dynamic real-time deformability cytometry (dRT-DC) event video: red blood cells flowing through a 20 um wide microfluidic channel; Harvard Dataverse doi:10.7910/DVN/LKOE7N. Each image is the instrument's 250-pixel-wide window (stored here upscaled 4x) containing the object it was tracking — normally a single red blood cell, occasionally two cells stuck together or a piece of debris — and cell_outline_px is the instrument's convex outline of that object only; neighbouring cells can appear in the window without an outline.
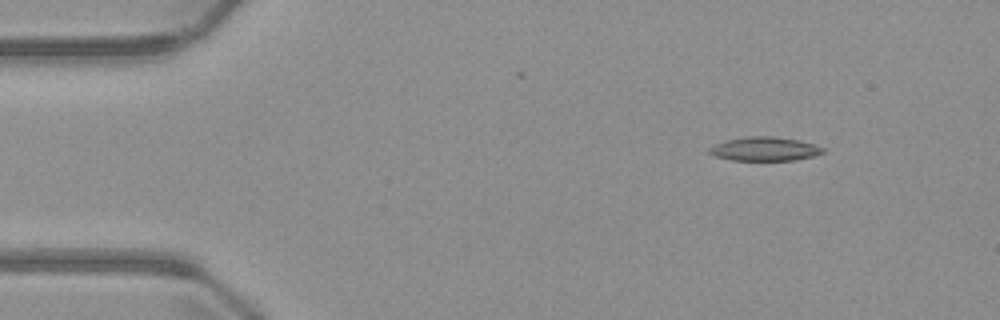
{"species": "common noctule bat (a hibernating species)", "species_latin": "Nyctalus noctula", "temperature_condition": "warm", "stored_images_in_passage": 4, "camera_frame_rate_fps": 3000, "um_per_image_px": 0.085, "animal": {"sex": "male", "body_mass_g": 23.1, "forearm_length_mm": 52.7}, "frame": {"image": 1, "passage_image": 2, "time_ms": 1.0, "image_size_px": [1000, 320], "cell_outline_px": [[824, 152], [812, 156], [792, 160], [732, 160], [716, 156], [708, 152], [708, 148], [724, 140], [748, 136], [772, 136], [800, 140], [824, 148]], "centroid_in_image_um": [64.96, 12.65], "position_along_channel_um": 20.0, "area_um2": 15.66}}
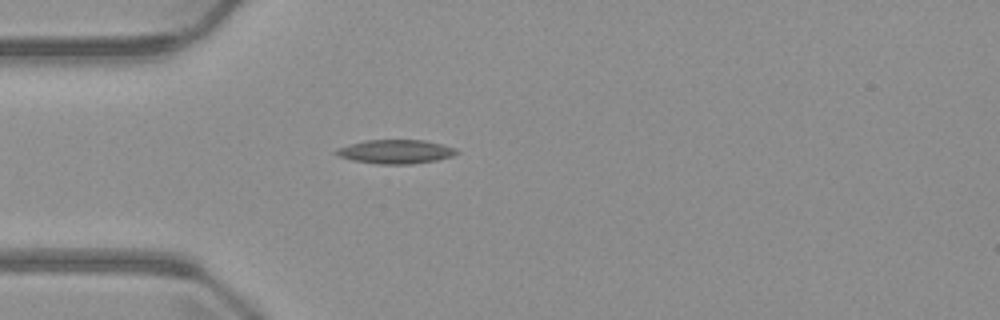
{"frame": {"image": 2, "passage_image": 4, "time_ms": 3.667, "image_size_px": [1000, 320], "cell_outline_px": [[460, 152], [452, 156], [436, 160], [412, 164], [380, 164], [352, 160], [340, 156], [332, 152], [336, 148], [368, 140], [424, 140], [440, 144], [452, 148]], "centroid_in_image_um": [33.6, 12.89], "position_along_channel_um": 51.4, "area_um2": 16.53}}